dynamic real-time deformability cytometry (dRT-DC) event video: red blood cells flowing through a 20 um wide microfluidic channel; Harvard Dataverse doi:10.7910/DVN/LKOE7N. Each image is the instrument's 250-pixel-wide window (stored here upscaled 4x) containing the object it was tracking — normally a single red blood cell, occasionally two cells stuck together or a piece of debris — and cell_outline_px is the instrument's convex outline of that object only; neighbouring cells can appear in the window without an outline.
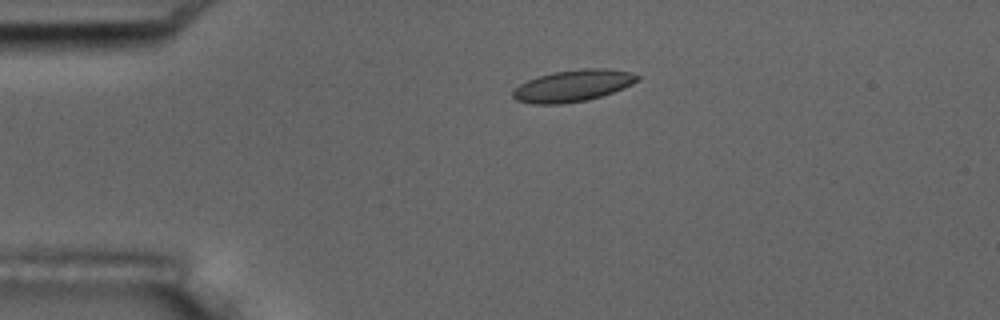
{"species": "common noctule bat (a hibernating species)", "species_latin": "Nyctalus noctula", "temperature_condition": "room temperature", "stored_images_in_passage": 2, "camera_frame_rate_fps": 3000, "um_per_image_px": 0.085, "animal": {"sex": "male", "body_mass_g": 17.5, "forearm_length_mm": 52.3}, "frame": {"image": 1, "passage_image": 1, "time_ms": 0.0, "image_size_px": [1000, 320], "cell_outline_px": [[640, 80], [624, 88], [588, 100], [560, 104], [532, 104], [516, 100], [512, 96], [512, 92], [520, 84], [536, 76], [552, 72], [580, 68], [604, 68], [632, 72], [640, 76]], "centroid_in_image_um": [48.71, 7.28], "position_along_channel_um": 36.3, "area_um2": 23.18}}